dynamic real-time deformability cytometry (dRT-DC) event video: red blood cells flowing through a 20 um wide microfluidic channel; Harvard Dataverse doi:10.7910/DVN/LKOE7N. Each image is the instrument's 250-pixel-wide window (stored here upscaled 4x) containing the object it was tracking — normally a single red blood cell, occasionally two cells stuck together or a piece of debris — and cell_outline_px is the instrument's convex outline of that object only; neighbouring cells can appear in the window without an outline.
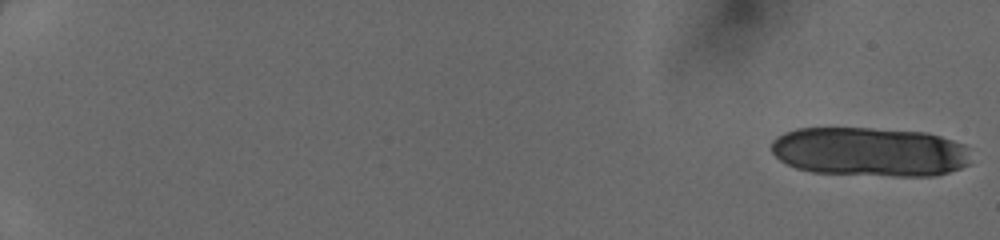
{"species": "human", "species_latin": "Homo sapiens", "temperature_condition": "cold", "stored_images_in_passage": 19, "camera_frame_rate_fps": 3000, "um_per_image_px": 0.085, "donor": {"sex": "female"}, "frame": {"image": 1, "passage_image": 1, "time_ms": 0.0, "image_size_px": [1000, 240], "cell_outline_px": [[968, 164], [960, 168], [936, 176], [892, 176], [812, 172], [796, 168], [780, 160], [772, 152], [772, 140], [776, 136], [784, 132], [796, 128], [872, 128], [924, 132], [940, 136], [964, 144], [968, 148]], "centroid_in_image_um": [73.91, 12.9], "position_along_channel_um": 11.1, "area_um2": 57.45}}